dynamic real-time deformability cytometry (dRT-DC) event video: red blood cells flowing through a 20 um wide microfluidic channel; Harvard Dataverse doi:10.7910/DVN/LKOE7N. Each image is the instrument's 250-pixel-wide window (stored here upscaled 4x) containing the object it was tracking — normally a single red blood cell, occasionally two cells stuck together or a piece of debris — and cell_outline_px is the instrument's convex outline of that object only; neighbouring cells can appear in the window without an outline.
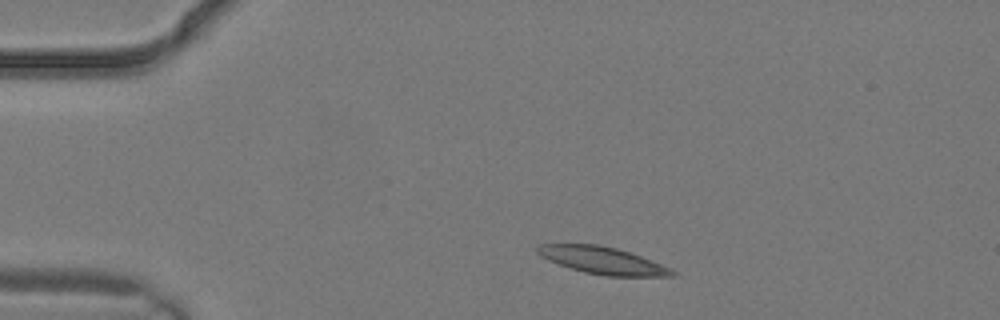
{"species": "common noctule bat (a hibernating species)", "species_latin": "Nyctalus noctula", "temperature_condition": "warm", "stored_images_in_passage": 1, "camera_frame_rate_fps": 3000, "um_per_image_px": 0.085, "animal": {"sex": "male", "body_mass_g": 19.2, "forearm_length_mm": 51.8}, "frame": {"image": 1, "passage_image": 1, "time_ms": 0.0, "image_size_px": [1000, 320], "cell_outline_px": [[676, 276], [604, 276], [584, 272], [548, 260], [536, 252], [536, 248], [540, 244], [596, 244], [616, 248], [652, 260], [672, 268], [676, 272]], "centroid_in_image_um": [51.25, 22.14], "position_along_channel_um": 33.7, "area_um2": 21.15}}